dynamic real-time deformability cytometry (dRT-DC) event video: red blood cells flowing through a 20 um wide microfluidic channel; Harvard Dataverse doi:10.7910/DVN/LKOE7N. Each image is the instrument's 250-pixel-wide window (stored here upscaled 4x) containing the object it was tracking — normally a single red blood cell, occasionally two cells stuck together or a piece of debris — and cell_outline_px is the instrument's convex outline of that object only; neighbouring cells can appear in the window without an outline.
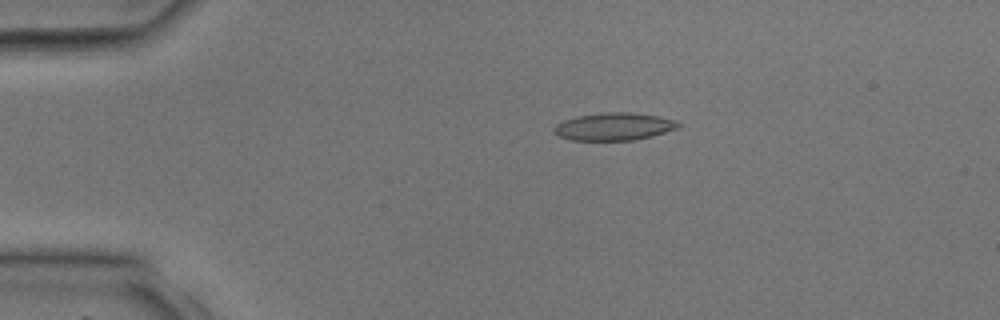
{"species": "common noctule bat (a hibernating species)", "species_latin": "Nyctalus noctula", "temperature_condition": "room temperature", "stored_images_in_passage": 28, "camera_frame_rate_fps": 3000, "um_per_image_px": 0.085, "animal": {"sex": "male", "body_mass_g": 17.9, "forearm_length_mm": 54.2}, "frame": {"image": 1, "passage_image": 1, "time_ms": 0.0, "image_size_px": [1000, 320], "cell_outline_px": [[680, 124], [676, 128], [652, 136], [632, 140], [568, 140], [552, 132], [552, 128], [556, 124], [564, 120], [576, 116], [604, 112], [628, 112], [660, 116], [672, 120]], "centroid_in_image_um": [52.11, 10.75], "position_along_channel_um": 32.9, "area_um2": 19.88}}
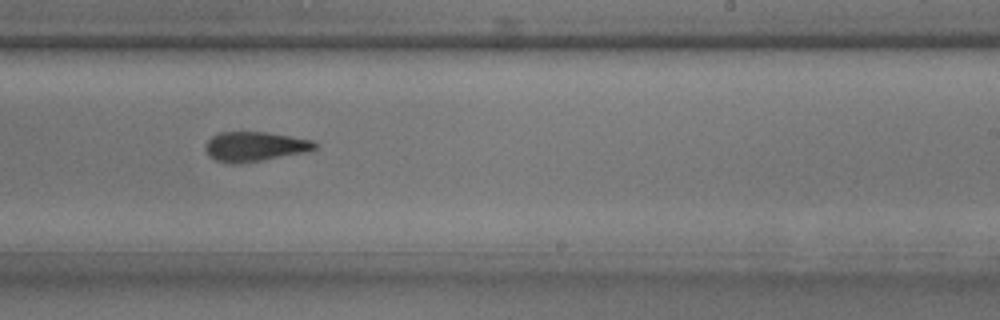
{"frame": {"image": 2, "passage_image": 17, "time_ms": 5.333, "image_size_px": [1000, 320], "cell_outline_px": [[320, 144], [316, 148], [308, 152], [260, 160], [216, 160], [208, 156], [204, 148], [204, 144], [212, 136], [220, 132], [268, 132], [316, 140]], "centroid_in_image_um": [21.75, 12.4], "position_along_channel_um": 267.2, "area_um2": 18.5}}
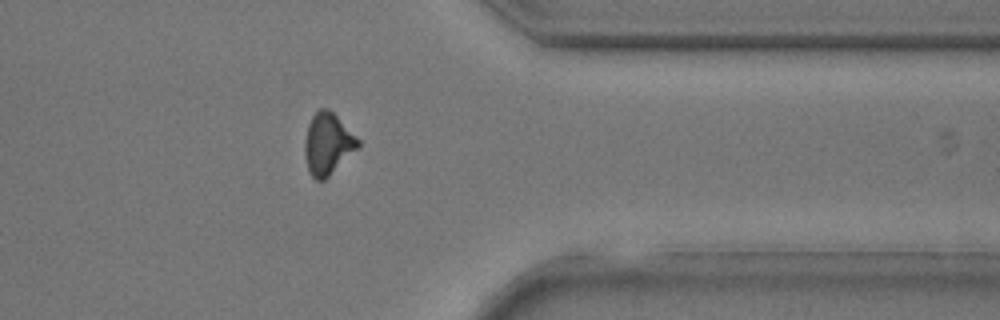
{"frame": {"image": 3, "passage_image": 24, "time_ms": 7.667, "image_size_px": [1000, 320], "cell_outline_px": [[360, 144], [324, 180], [316, 180], [308, 172], [304, 152], [304, 144], [308, 124], [312, 116], [320, 108], [328, 108], [360, 140]], "centroid_in_image_um": [27.82, 12.22], "position_along_channel_um": 383.6, "area_um2": 18.67}}